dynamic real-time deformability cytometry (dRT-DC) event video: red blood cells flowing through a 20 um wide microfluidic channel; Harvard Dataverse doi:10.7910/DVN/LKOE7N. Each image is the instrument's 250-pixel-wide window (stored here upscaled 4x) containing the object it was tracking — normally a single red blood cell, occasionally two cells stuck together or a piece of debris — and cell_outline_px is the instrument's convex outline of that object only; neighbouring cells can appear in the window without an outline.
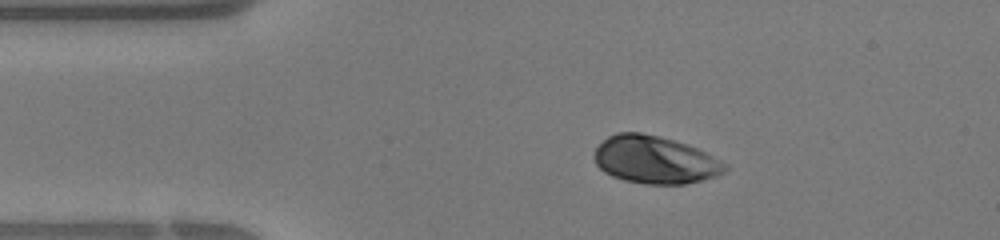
{"species": "human", "species_latin": "Homo sapiens", "temperature_condition": "warm", "stored_images_in_passage": 33, "camera_frame_rate_fps": 3000, "um_per_image_px": 0.085, "donor": {"sex": "female"}, "frame": {"image": 1, "passage_image": 1, "time_ms": 0.0, "image_size_px": [1000, 240], "cell_outline_px": [[728, 168], [724, 172], [716, 176], [684, 184], [644, 184], [624, 180], [612, 176], [604, 172], [596, 164], [596, 148], [608, 136], [616, 132], [640, 132], [660, 136], [688, 144], [728, 164]], "centroid_in_image_um": [55.68, 13.58], "position_along_channel_um": 29.3, "area_um2": 36.13}}
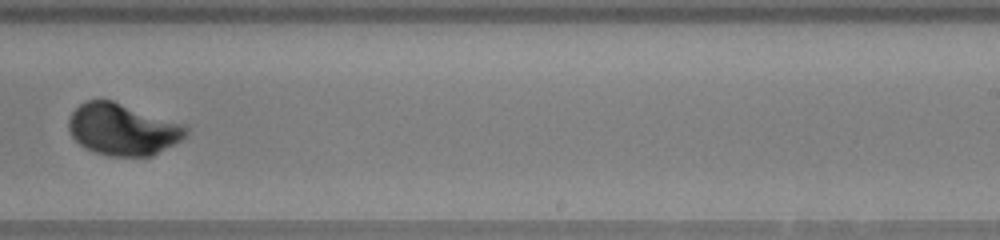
{"frame": {"image": 2, "passage_image": 18, "time_ms": 5.667, "image_size_px": [1000, 240], "cell_outline_px": [[188, 132], [180, 140], [152, 156], [112, 156], [96, 152], [84, 148], [72, 136], [68, 128], [68, 120], [72, 112], [80, 104], [88, 100], [112, 100], [184, 124], [188, 128]], "centroid_in_image_um": [10.41, 10.99], "position_along_channel_um": 278.6, "area_um2": 35.08}}
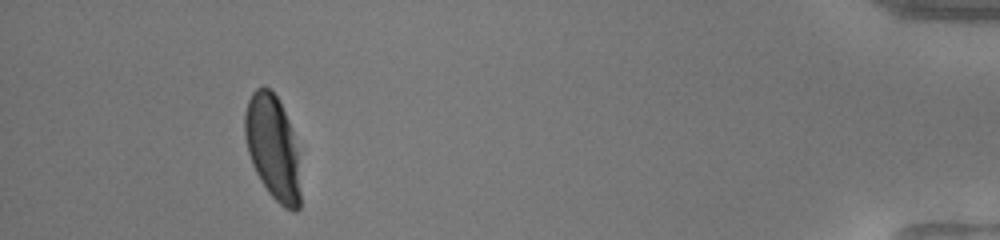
{"frame": {"image": 3, "passage_image": 30, "time_ms": 9.667, "image_size_px": [1000, 240], "cell_outline_px": [[300, 208], [296, 212], [292, 212], [284, 208], [268, 192], [260, 180], [252, 164], [248, 152], [244, 136], [244, 112], [248, 100], [252, 92], [256, 88], [272, 88], [288, 120], [292, 132], [296, 148], [300, 192]], "centroid_in_image_um": [23.16, 12.55], "position_along_channel_um": 412.0, "area_um2": 33.64}}